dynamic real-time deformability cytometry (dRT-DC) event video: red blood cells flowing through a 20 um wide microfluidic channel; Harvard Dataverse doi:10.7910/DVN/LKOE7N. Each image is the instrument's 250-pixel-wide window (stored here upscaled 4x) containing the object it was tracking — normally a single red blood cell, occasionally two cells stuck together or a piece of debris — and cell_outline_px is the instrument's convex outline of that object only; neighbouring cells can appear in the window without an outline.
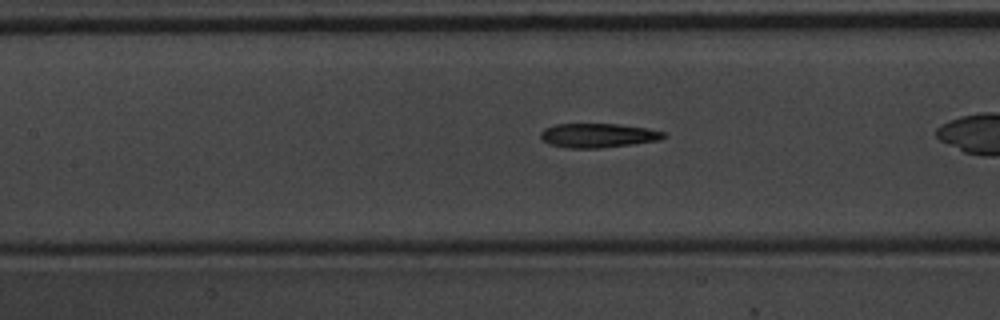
{"species": "common noctule bat (a hibernating species)", "species_latin": "Nyctalus noctula", "temperature_condition": "warm", "stored_images_in_passage": 25, "camera_frame_rate_fps": 3000, "um_per_image_px": 0.085, "animal": {"sex": "male", "body_mass_g": 20.1, "forearm_length_mm": 53.5}, "frame": {"image": 1, "passage_image": 22, "time_ms": 7.0, "image_size_px": [1000, 320], "cell_outline_px": [[668, 136], [660, 140], [632, 144], [600, 148], [568, 148], [548, 144], [540, 136], [540, 132], [544, 128], [556, 124], [620, 124], [648, 128], [664, 132]], "centroid_in_image_um": [50.85, 11.51], "position_along_channel_um": 156.6, "area_um2": 17.46}}